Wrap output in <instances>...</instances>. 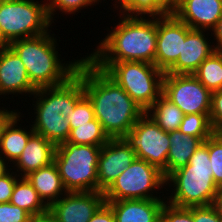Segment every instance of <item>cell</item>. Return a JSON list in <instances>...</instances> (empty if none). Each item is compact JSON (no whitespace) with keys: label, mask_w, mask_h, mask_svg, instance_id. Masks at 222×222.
I'll return each instance as SVG.
<instances>
[{"label":"cell","mask_w":222,"mask_h":222,"mask_svg":"<svg viewBox=\"0 0 222 222\" xmlns=\"http://www.w3.org/2000/svg\"><path fill=\"white\" fill-rule=\"evenodd\" d=\"M36 90L31 84L26 67L19 56L9 46L0 48V103L2 101L3 104L4 99H6L5 102L8 101L7 99L14 100V96L23 98L28 103L27 97L30 100V96ZM9 95H12L10 96L12 98ZM23 95L27 97L24 98ZM2 98L3 100H1Z\"/></svg>","instance_id":"5bb4252c"},{"label":"cell","mask_w":222,"mask_h":222,"mask_svg":"<svg viewBox=\"0 0 222 222\" xmlns=\"http://www.w3.org/2000/svg\"><path fill=\"white\" fill-rule=\"evenodd\" d=\"M165 199L177 207L212 205L218 192L209 159V138L189 159L187 165L166 177ZM170 194V195H169Z\"/></svg>","instance_id":"5b68a950"},{"label":"cell","mask_w":222,"mask_h":222,"mask_svg":"<svg viewBox=\"0 0 222 222\" xmlns=\"http://www.w3.org/2000/svg\"><path fill=\"white\" fill-rule=\"evenodd\" d=\"M112 209L116 222H160L166 200L136 199L105 201Z\"/></svg>","instance_id":"d6986e66"},{"label":"cell","mask_w":222,"mask_h":222,"mask_svg":"<svg viewBox=\"0 0 222 222\" xmlns=\"http://www.w3.org/2000/svg\"><path fill=\"white\" fill-rule=\"evenodd\" d=\"M71 131L67 142L73 144L95 145L102 147L109 141V136L102 129L101 123L95 118L83 125H70Z\"/></svg>","instance_id":"4316f807"},{"label":"cell","mask_w":222,"mask_h":222,"mask_svg":"<svg viewBox=\"0 0 222 222\" xmlns=\"http://www.w3.org/2000/svg\"><path fill=\"white\" fill-rule=\"evenodd\" d=\"M162 94L184 115L210 114L211 92L193 74L165 73Z\"/></svg>","instance_id":"8fae6325"},{"label":"cell","mask_w":222,"mask_h":222,"mask_svg":"<svg viewBox=\"0 0 222 222\" xmlns=\"http://www.w3.org/2000/svg\"><path fill=\"white\" fill-rule=\"evenodd\" d=\"M45 2L49 19L53 24H55L54 21H57L54 18L59 17L60 13L62 14L61 16L66 15L68 17L71 15L73 18V14L81 13V10H83V13L84 8L86 10L99 5V3L100 6L101 3L103 4L100 0H45ZM55 15L57 16L55 17Z\"/></svg>","instance_id":"83f0119b"},{"label":"cell","mask_w":222,"mask_h":222,"mask_svg":"<svg viewBox=\"0 0 222 222\" xmlns=\"http://www.w3.org/2000/svg\"><path fill=\"white\" fill-rule=\"evenodd\" d=\"M100 146L64 142L56 146L54 163L67 191H98Z\"/></svg>","instance_id":"52a82bcc"},{"label":"cell","mask_w":222,"mask_h":222,"mask_svg":"<svg viewBox=\"0 0 222 222\" xmlns=\"http://www.w3.org/2000/svg\"><path fill=\"white\" fill-rule=\"evenodd\" d=\"M56 146L44 138L34 133L25 146L18 159L11 165L20 177L27 176L30 172L48 166L54 162Z\"/></svg>","instance_id":"ac0fdd59"},{"label":"cell","mask_w":222,"mask_h":222,"mask_svg":"<svg viewBox=\"0 0 222 222\" xmlns=\"http://www.w3.org/2000/svg\"><path fill=\"white\" fill-rule=\"evenodd\" d=\"M165 182L162 171L145 160L136 158L103 192L104 198L105 201L166 200Z\"/></svg>","instance_id":"9c48e42d"},{"label":"cell","mask_w":222,"mask_h":222,"mask_svg":"<svg viewBox=\"0 0 222 222\" xmlns=\"http://www.w3.org/2000/svg\"><path fill=\"white\" fill-rule=\"evenodd\" d=\"M84 96L83 81L76 73L61 85L37 89L31 96L32 107L26 109L34 110L28 112L31 121L27 118L24 122L30 123L36 134L55 146L60 145L67 141L71 131L66 118Z\"/></svg>","instance_id":"3957f363"},{"label":"cell","mask_w":222,"mask_h":222,"mask_svg":"<svg viewBox=\"0 0 222 222\" xmlns=\"http://www.w3.org/2000/svg\"><path fill=\"white\" fill-rule=\"evenodd\" d=\"M194 222H222V218L217 213L213 205L193 206Z\"/></svg>","instance_id":"d590c367"},{"label":"cell","mask_w":222,"mask_h":222,"mask_svg":"<svg viewBox=\"0 0 222 222\" xmlns=\"http://www.w3.org/2000/svg\"><path fill=\"white\" fill-rule=\"evenodd\" d=\"M25 178L48 207L58 201L67 192L54 162L30 172Z\"/></svg>","instance_id":"44dd1931"},{"label":"cell","mask_w":222,"mask_h":222,"mask_svg":"<svg viewBox=\"0 0 222 222\" xmlns=\"http://www.w3.org/2000/svg\"><path fill=\"white\" fill-rule=\"evenodd\" d=\"M212 93L222 89V52L214 51L193 73Z\"/></svg>","instance_id":"484cf974"},{"label":"cell","mask_w":222,"mask_h":222,"mask_svg":"<svg viewBox=\"0 0 222 222\" xmlns=\"http://www.w3.org/2000/svg\"><path fill=\"white\" fill-rule=\"evenodd\" d=\"M214 208L216 209L217 213L222 218V187L218 189V192L214 198L213 204Z\"/></svg>","instance_id":"ab89813d"},{"label":"cell","mask_w":222,"mask_h":222,"mask_svg":"<svg viewBox=\"0 0 222 222\" xmlns=\"http://www.w3.org/2000/svg\"><path fill=\"white\" fill-rule=\"evenodd\" d=\"M10 203L24 209L33 218L48 213V206L25 177L16 181Z\"/></svg>","instance_id":"cb8c5ba5"},{"label":"cell","mask_w":222,"mask_h":222,"mask_svg":"<svg viewBox=\"0 0 222 222\" xmlns=\"http://www.w3.org/2000/svg\"><path fill=\"white\" fill-rule=\"evenodd\" d=\"M209 159L213 180L220 188L222 187V133H213L209 137Z\"/></svg>","instance_id":"f546056e"},{"label":"cell","mask_w":222,"mask_h":222,"mask_svg":"<svg viewBox=\"0 0 222 222\" xmlns=\"http://www.w3.org/2000/svg\"><path fill=\"white\" fill-rule=\"evenodd\" d=\"M103 70L146 112L162 95L164 72L141 61L91 62Z\"/></svg>","instance_id":"8992f818"},{"label":"cell","mask_w":222,"mask_h":222,"mask_svg":"<svg viewBox=\"0 0 222 222\" xmlns=\"http://www.w3.org/2000/svg\"><path fill=\"white\" fill-rule=\"evenodd\" d=\"M209 120L214 133H222V89L211 93Z\"/></svg>","instance_id":"836d02e7"},{"label":"cell","mask_w":222,"mask_h":222,"mask_svg":"<svg viewBox=\"0 0 222 222\" xmlns=\"http://www.w3.org/2000/svg\"><path fill=\"white\" fill-rule=\"evenodd\" d=\"M104 202L100 191H67L48 207V212L58 222H89Z\"/></svg>","instance_id":"4fadbf2b"},{"label":"cell","mask_w":222,"mask_h":222,"mask_svg":"<svg viewBox=\"0 0 222 222\" xmlns=\"http://www.w3.org/2000/svg\"><path fill=\"white\" fill-rule=\"evenodd\" d=\"M53 26L45 0H0V33L7 45L45 34Z\"/></svg>","instance_id":"ba28073f"},{"label":"cell","mask_w":222,"mask_h":222,"mask_svg":"<svg viewBox=\"0 0 222 222\" xmlns=\"http://www.w3.org/2000/svg\"><path fill=\"white\" fill-rule=\"evenodd\" d=\"M215 51L222 52V16L210 31Z\"/></svg>","instance_id":"74e56055"},{"label":"cell","mask_w":222,"mask_h":222,"mask_svg":"<svg viewBox=\"0 0 222 222\" xmlns=\"http://www.w3.org/2000/svg\"><path fill=\"white\" fill-rule=\"evenodd\" d=\"M160 222H194L193 207H177L165 202L161 210Z\"/></svg>","instance_id":"1f68e13d"},{"label":"cell","mask_w":222,"mask_h":222,"mask_svg":"<svg viewBox=\"0 0 222 222\" xmlns=\"http://www.w3.org/2000/svg\"><path fill=\"white\" fill-rule=\"evenodd\" d=\"M18 111L3 129L0 141V155L12 165L23 152L29 138L35 133L32 126L23 125L25 113ZM21 121V122H20ZM20 123V124H19ZM23 125V126H22ZM22 126V127H21Z\"/></svg>","instance_id":"ffe728a7"},{"label":"cell","mask_w":222,"mask_h":222,"mask_svg":"<svg viewBox=\"0 0 222 222\" xmlns=\"http://www.w3.org/2000/svg\"><path fill=\"white\" fill-rule=\"evenodd\" d=\"M119 16V17H118ZM112 28L97 42L92 53H85L90 62L141 61L154 64L157 43V17L115 15Z\"/></svg>","instance_id":"7a4b0ae2"},{"label":"cell","mask_w":222,"mask_h":222,"mask_svg":"<svg viewBox=\"0 0 222 222\" xmlns=\"http://www.w3.org/2000/svg\"><path fill=\"white\" fill-rule=\"evenodd\" d=\"M123 138L138 159L157 167L166 178L169 133L160 128L150 115L145 112Z\"/></svg>","instance_id":"30bf717a"},{"label":"cell","mask_w":222,"mask_h":222,"mask_svg":"<svg viewBox=\"0 0 222 222\" xmlns=\"http://www.w3.org/2000/svg\"><path fill=\"white\" fill-rule=\"evenodd\" d=\"M170 148L167 156L166 177L188 164L189 159L203 143L200 138L182 134L179 130L169 132Z\"/></svg>","instance_id":"7402d4cb"},{"label":"cell","mask_w":222,"mask_h":222,"mask_svg":"<svg viewBox=\"0 0 222 222\" xmlns=\"http://www.w3.org/2000/svg\"><path fill=\"white\" fill-rule=\"evenodd\" d=\"M171 12L191 29L210 32L222 16V0H176Z\"/></svg>","instance_id":"e0dca14e"},{"label":"cell","mask_w":222,"mask_h":222,"mask_svg":"<svg viewBox=\"0 0 222 222\" xmlns=\"http://www.w3.org/2000/svg\"><path fill=\"white\" fill-rule=\"evenodd\" d=\"M32 218L27 211L10 202L0 204V222H31Z\"/></svg>","instance_id":"d6a6232c"},{"label":"cell","mask_w":222,"mask_h":222,"mask_svg":"<svg viewBox=\"0 0 222 222\" xmlns=\"http://www.w3.org/2000/svg\"><path fill=\"white\" fill-rule=\"evenodd\" d=\"M57 37L61 39L51 28L45 34L16 40L8 45L24 63L31 84L36 89L65 83L75 74L83 58L77 55V59L72 56V61H65L59 53L62 48L58 47L62 39Z\"/></svg>","instance_id":"277c9868"},{"label":"cell","mask_w":222,"mask_h":222,"mask_svg":"<svg viewBox=\"0 0 222 222\" xmlns=\"http://www.w3.org/2000/svg\"><path fill=\"white\" fill-rule=\"evenodd\" d=\"M209 36H211L210 32L191 29L187 25V36L185 40H182V54L166 73L193 74L199 65L215 51L213 39Z\"/></svg>","instance_id":"2e32d148"},{"label":"cell","mask_w":222,"mask_h":222,"mask_svg":"<svg viewBox=\"0 0 222 222\" xmlns=\"http://www.w3.org/2000/svg\"><path fill=\"white\" fill-rule=\"evenodd\" d=\"M3 105V106H1ZM0 141H1V136H2V132L4 127L6 126V124L8 123V121L19 111V109H13L11 110V108L9 107L8 109L5 108L4 104H0Z\"/></svg>","instance_id":"f35d334b"},{"label":"cell","mask_w":222,"mask_h":222,"mask_svg":"<svg viewBox=\"0 0 222 222\" xmlns=\"http://www.w3.org/2000/svg\"><path fill=\"white\" fill-rule=\"evenodd\" d=\"M89 222H116V220L111 207L104 202L94 213Z\"/></svg>","instance_id":"8d00e7d4"},{"label":"cell","mask_w":222,"mask_h":222,"mask_svg":"<svg viewBox=\"0 0 222 222\" xmlns=\"http://www.w3.org/2000/svg\"><path fill=\"white\" fill-rule=\"evenodd\" d=\"M20 176L11 169L3 177H0V204L9 203L16 181Z\"/></svg>","instance_id":"e575fe53"},{"label":"cell","mask_w":222,"mask_h":222,"mask_svg":"<svg viewBox=\"0 0 222 222\" xmlns=\"http://www.w3.org/2000/svg\"><path fill=\"white\" fill-rule=\"evenodd\" d=\"M70 125H83L88 124L91 120L95 119L93 106L90 100L84 96L71 111L66 118Z\"/></svg>","instance_id":"4dcf8cb0"},{"label":"cell","mask_w":222,"mask_h":222,"mask_svg":"<svg viewBox=\"0 0 222 222\" xmlns=\"http://www.w3.org/2000/svg\"><path fill=\"white\" fill-rule=\"evenodd\" d=\"M153 120L166 132L179 130L183 120L184 113L181 109L163 94L154 102V104L146 111Z\"/></svg>","instance_id":"d4e9b609"},{"label":"cell","mask_w":222,"mask_h":222,"mask_svg":"<svg viewBox=\"0 0 222 222\" xmlns=\"http://www.w3.org/2000/svg\"><path fill=\"white\" fill-rule=\"evenodd\" d=\"M112 5L110 11L122 13L128 16H163L171 11L176 0H108ZM115 10V12H114Z\"/></svg>","instance_id":"603a6c76"},{"label":"cell","mask_w":222,"mask_h":222,"mask_svg":"<svg viewBox=\"0 0 222 222\" xmlns=\"http://www.w3.org/2000/svg\"><path fill=\"white\" fill-rule=\"evenodd\" d=\"M83 81L84 95L109 138H123L145 111L103 70L83 55L75 72Z\"/></svg>","instance_id":"6da1fadb"},{"label":"cell","mask_w":222,"mask_h":222,"mask_svg":"<svg viewBox=\"0 0 222 222\" xmlns=\"http://www.w3.org/2000/svg\"><path fill=\"white\" fill-rule=\"evenodd\" d=\"M31 222H58L53 216L48 213L32 218Z\"/></svg>","instance_id":"b9f144b4"},{"label":"cell","mask_w":222,"mask_h":222,"mask_svg":"<svg viewBox=\"0 0 222 222\" xmlns=\"http://www.w3.org/2000/svg\"><path fill=\"white\" fill-rule=\"evenodd\" d=\"M11 170V165L0 155V177H3Z\"/></svg>","instance_id":"60d3db41"},{"label":"cell","mask_w":222,"mask_h":222,"mask_svg":"<svg viewBox=\"0 0 222 222\" xmlns=\"http://www.w3.org/2000/svg\"><path fill=\"white\" fill-rule=\"evenodd\" d=\"M187 36V24L171 11L157 17V43L154 65L166 73L182 54V40Z\"/></svg>","instance_id":"7c38bea8"},{"label":"cell","mask_w":222,"mask_h":222,"mask_svg":"<svg viewBox=\"0 0 222 222\" xmlns=\"http://www.w3.org/2000/svg\"><path fill=\"white\" fill-rule=\"evenodd\" d=\"M6 46H8V45L3 41V38L0 33V48L6 47Z\"/></svg>","instance_id":"7bdbcfd3"},{"label":"cell","mask_w":222,"mask_h":222,"mask_svg":"<svg viewBox=\"0 0 222 222\" xmlns=\"http://www.w3.org/2000/svg\"><path fill=\"white\" fill-rule=\"evenodd\" d=\"M136 153L124 138H110L98 157V191L104 192L136 159Z\"/></svg>","instance_id":"9a60e30c"},{"label":"cell","mask_w":222,"mask_h":222,"mask_svg":"<svg viewBox=\"0 0 222 222\" xmlns=\"http://www.w3.org/2000/svg\"><path fill=\"white\" fill-rule=\"evenodd\" d=\"M179 131L188 136L200 138L203 142L213 133L209 114H187L184 115Z\"/></svg>","instance_id":"f1b7e54d"}]
</instances>
